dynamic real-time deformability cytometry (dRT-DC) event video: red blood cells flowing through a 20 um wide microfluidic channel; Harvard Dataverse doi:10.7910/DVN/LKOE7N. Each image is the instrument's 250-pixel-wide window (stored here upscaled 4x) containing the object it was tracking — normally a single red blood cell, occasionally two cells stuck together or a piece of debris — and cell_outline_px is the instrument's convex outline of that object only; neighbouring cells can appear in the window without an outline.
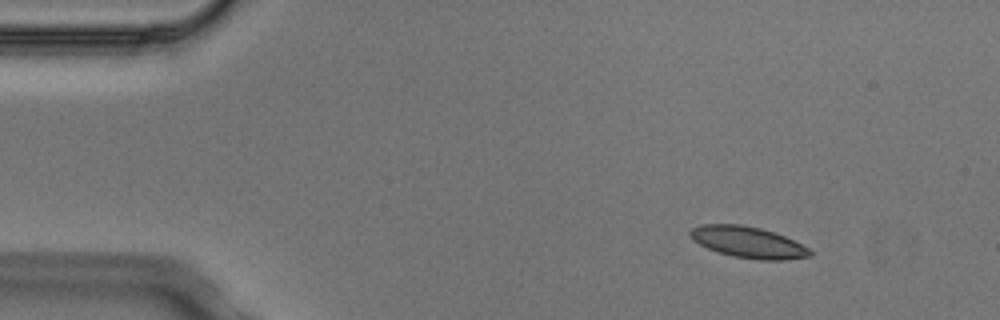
{"species": "Egyptian fruit bat (a non-hibernating species)", "species_latin": "Rousettus aegyptiacus", "temperature_condition": "cold", "stored_images_in_passage": 3, "camera_frame_rate_fps": 3000, "um_per_image_px": 0.085, "animal": {"sex": "male"}, "frame": {"image": 1, "passage_image": 1, "time_ms": 0.0, "image_size_px": [1000, 320], "cell_outline_px": [[812, 256], [784, 260], [760, 260], [732, 256], [708, 248], [692, 240], [688, 232], [692, 228], [700, 224], [740, 224], [760, 228], [784, 236], [808, 248], [812, 252]], "centroid_in_image_um": [63.56, 20.59], "position_along_channel_um": 21.4, "area_um2": 21.68}}